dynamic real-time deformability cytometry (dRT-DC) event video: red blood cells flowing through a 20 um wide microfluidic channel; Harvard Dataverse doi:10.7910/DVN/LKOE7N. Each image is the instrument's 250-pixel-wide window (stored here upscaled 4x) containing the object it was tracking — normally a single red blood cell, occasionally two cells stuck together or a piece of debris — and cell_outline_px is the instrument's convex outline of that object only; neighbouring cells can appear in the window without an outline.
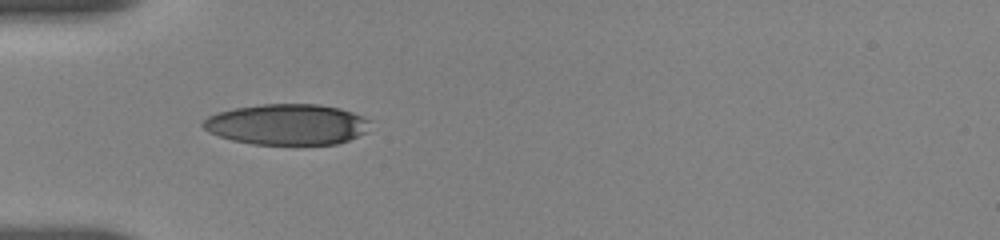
{"species": "human", "species_latin": "Homo sapiens", "temperature_condition": "room temperature", "stored_images_in_passage": 28, "camera_frame_rate_fps": 3000, "um_per_image_px": 0.085, "donor": {"sex": "female"}, "frame": {"image": 1, "passage_image": 1, "time_ms": 0.0, "image_size_px": [1000, 240], "cell_outline_px": [[372, 120], [368, 132], [348, 140], [336, 144], [300, 148], [252, 144], [232, 140], [208, 132], [200, 124], [208, 116], [220, 112], [236, 108], [264, 104], [320, 104], [340, 108], [364, 116]], "centroid_in_image_um": [24.47, 10.63], "position_along_channel_um": 60.5, "area_um2": 41.1}}
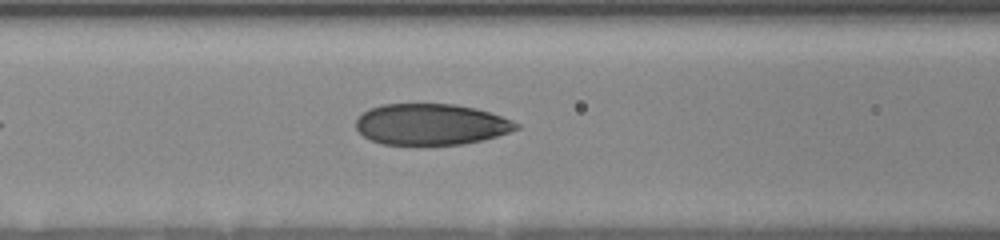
{"frame": {"image": 2, "passage_image": 17, "time_ms": 2.0, "image_size_px": [1000, 240], "cell_outline_px": [[520, 128], [484, 140], [464, 144], [384, 144], [372, 140], [364, 136], [356, 128], [356, 120], [368, 108], [384, 104], [452, 104], [476, 108], [512, 120], [520, 124]], "centroid_in_image_um": [36.65, 10.56], "position_along_channel_um": 130.0, "area_um2": 38.21}}
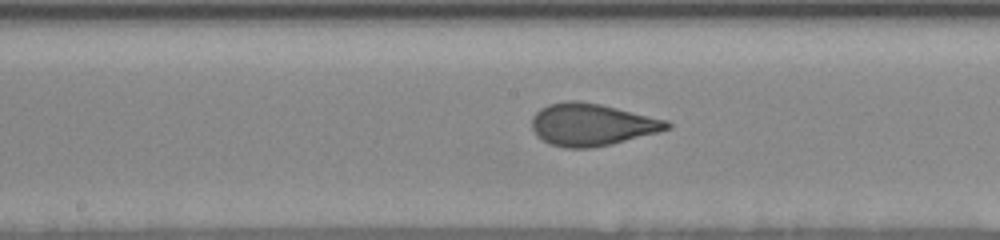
{"frame": {"image": 3, "passage_image": 22, "time_ms": 2.667, "image_size_px": [1000, 240], "cell_outline_px": [[672, 128], [612, 144], [588, 148], [564, 148], [552, 144], [536, 136], [532, 128], [532, 116], [540, 108], [548, 104], [564, 100], [580, 100], [600, 104], [668, 120], [672, 124]], "centroid_in_image_um": [50.29, 10.58], "position_along_channel_um": 197.9, "area_um2": 33.35}}